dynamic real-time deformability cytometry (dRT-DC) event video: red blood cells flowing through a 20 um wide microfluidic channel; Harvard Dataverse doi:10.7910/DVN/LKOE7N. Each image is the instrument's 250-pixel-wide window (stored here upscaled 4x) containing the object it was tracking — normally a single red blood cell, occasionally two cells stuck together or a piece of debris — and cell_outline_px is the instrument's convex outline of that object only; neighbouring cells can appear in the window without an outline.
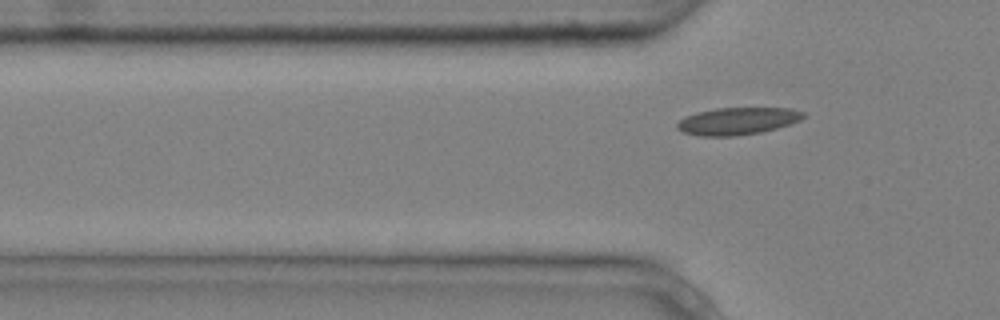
{"species": "common noctule bat (a hibernating species)", "species_latin": "Nyctalus noctula", "temperature_condition": "cold", "stored_images_in_passage": 7, "segment_of_instrument_passage": [2, 2], "camera_frame_rate_fps": 3000, "um_per_image_px": 0.085, "animal": {"sex": "male", "body_mass_g": 20.4}, "frame": {"image": 1, "passage_image": 7, "time_ms": 2.0, "image_size_px": [1000, 320], "cell_outline_px": [[804, 116], [800, 120], [776, 128], [760, 132], [736, 136], [700, 136], [684, 132], [676, 128], [676, 124], [684, 116], [696, 112], [716, 108], [792, 108], [804, 112]], "centroid_in_image_um": [62.65, 10.28], "position_along_channel_um": 63.1, "area_um2": 20.0}}